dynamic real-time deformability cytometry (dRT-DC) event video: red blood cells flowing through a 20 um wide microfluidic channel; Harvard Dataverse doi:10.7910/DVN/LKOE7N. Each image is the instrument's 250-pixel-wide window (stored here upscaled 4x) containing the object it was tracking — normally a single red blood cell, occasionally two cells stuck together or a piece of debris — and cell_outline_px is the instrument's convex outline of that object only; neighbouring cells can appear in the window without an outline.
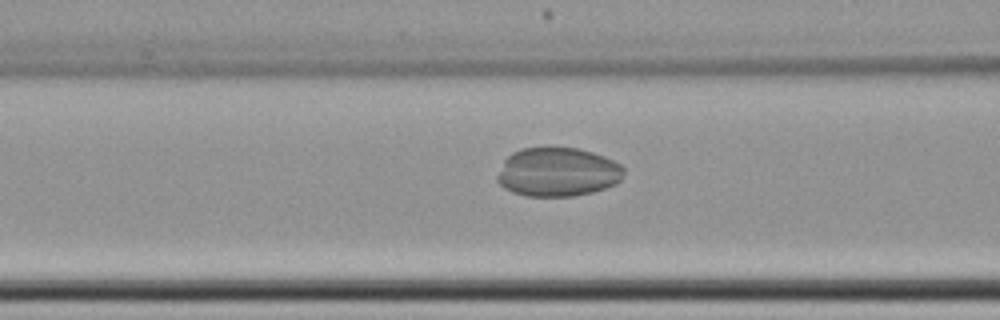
{"species": "common noctule bat (a hibernating species)", "species_latin": "Nyctalus noctula", "temperature_condition": "cold", "stored_images_in_passage": 57, "camera_frame_rate_fps": 3000, "um_per_image_px": 0.085, "animal": {"sex": "female", "body_mass_g": 22.7, "forearm_length_mm": 54.2}, "frame": {"image": 1, "passage_image": 24, "time_ms": 7.667, "image_size_px": [1000, 320], "cell_outline_px": [[624, 172], [620, 180], [616, 184], [592, 192], [572, 196], [528, 196], [512, 192], [504, 188], [496, 180], [496, 176], [504, 160], [512, 152], [520, 148], [576, 148], [592, 152], [604, 156], [620, 164], [624, 168]], "centroid_in_image_um": [47.38, 14.63], "position_along_channel_um": 119.2, "area_um2": 36.07}}
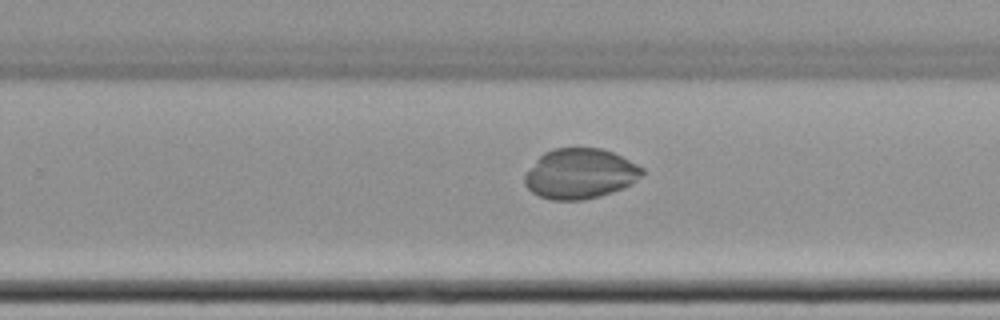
{"frame": {"image": 2, "passage_image": 37, "time_ms": 12.0, "image_size_px": [1000, 320], "cell_outline_px": [[644, 172], [632, 184], [612, 192], [600, 196], [584, 200], [552, 200], [540, 196], [532, 192], [524, 184], [524, 176], [536, 160], [544, 152], [552, 148], [600, 148], [612, 152], [644, 168]], "centroid_in_image_um": [49.29, 14.77], "position_along_channel_um": 280.5, "area_um2": 34.22}}
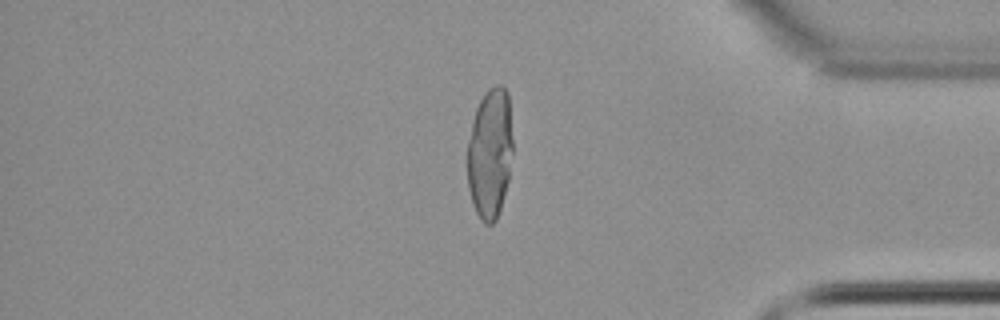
{"frame": {"image": 3, "passage_image": 48, "time_ms": 15.667, "image_size_px": [1000, 320], "cell_outline_px": [[512, 152], [508, 180], [500, 208], [496, 220], [492, 224], [484, 224], [480, 220], [472, 204], [468, 188], [468, 140], [476, 108], [480, 100], [488, 88], [496, 84], [500, 84], [508, 92], [512, 140]], "centroid_in_image_um": [41.64, 13.04], "position_along_channel_um": 393.6, "area_um2": 34.45}}